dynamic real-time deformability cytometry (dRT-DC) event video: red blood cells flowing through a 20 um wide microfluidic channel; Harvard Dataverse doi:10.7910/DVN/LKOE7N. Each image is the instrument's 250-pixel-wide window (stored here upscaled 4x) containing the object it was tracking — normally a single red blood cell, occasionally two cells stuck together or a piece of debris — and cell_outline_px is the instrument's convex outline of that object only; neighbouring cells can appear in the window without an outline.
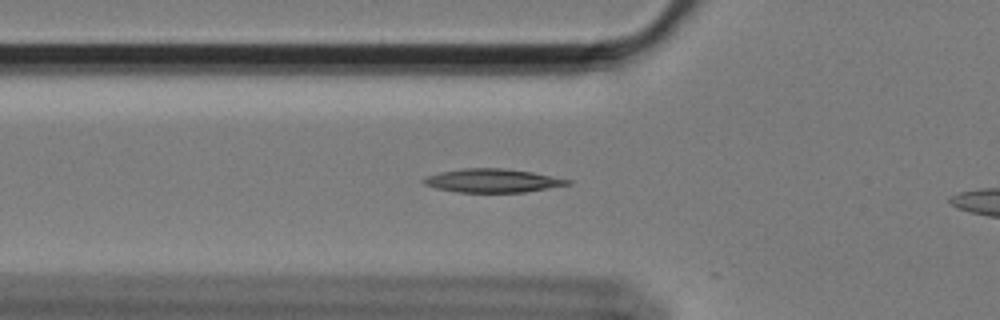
{"species": "Egyptian fruit bat (a non-hibernating species)", "species_latin": "Rousettus aegyptiacus", "temperature_condition": "cold", "stored_images_in_passage": 40, "camera_frame_rate_fps": 3000, "um_per_image_px": 0.085, "animal": {"sex": "female"}, "frame": {"image": 1, "passage_image": 9, "time_ms": 2.667, "image_size_px": [1000, 320], "cell_outline_px": [[572, 184], [524, 192], [460, 192], [436, 188], [424, 184], [420, 180], [424, 176], [440, 172], [464, 168], [504, 168], [532, 172], [572, 180]], "centroid_in_image_um": [41.84, 15.35], "position_along_channel_um": 84.0, "area_um2": 19.77}}
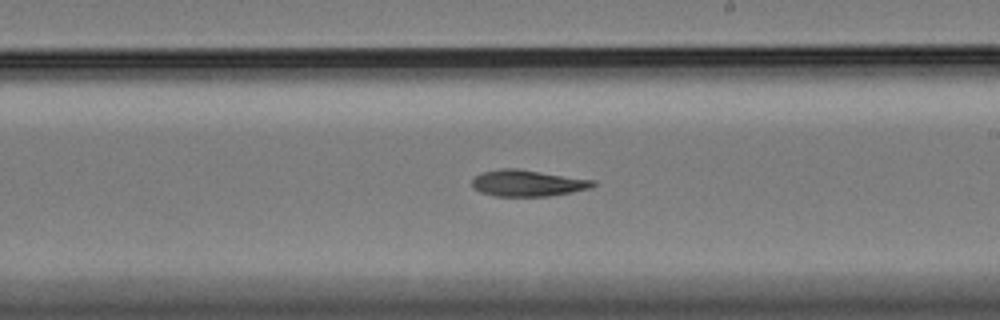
{"frame": {"image": 2, "passage_image": 23, "time_ms": 7.333, "image_size_px": [1000, 320], "cell_outline_px": [[596, 184], [592, 188], [572, 192], [548, 196], [496, 196], [480, 192], [472, 188], [472, 180], [480, 172], [500, 168], [516, 168], [596, 180]], "centroid_in_image_um": [44.84, 15.56], "position_along_channel_um": 244.2, "area_um2": 18.79}}
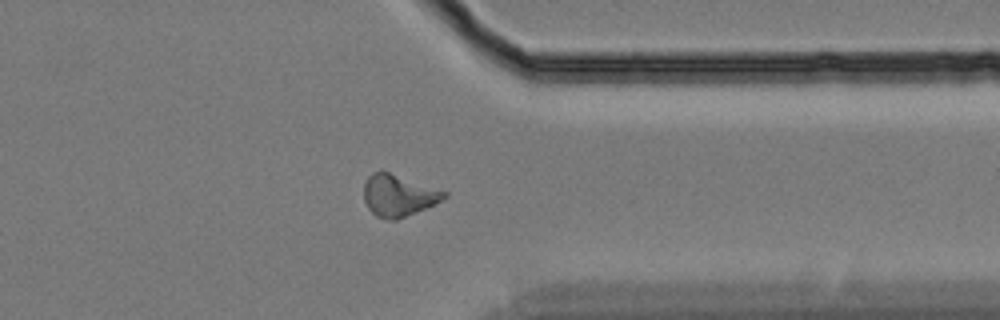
{"frame": {"image": 3, "passage_image": 35, "time_ms": 11.333, "image_size_px": [1000, 320], "cell_outline_px": [[448, 196], [424, 208], [396, 220], [388, 220], [376, 216], [368, 208], [364, 200], [364, 184], [368, 176], [372, 172], [388, 172], [448, 192]], "centroid_in_image_um": [33.83, 16.62], "position_along_channel_um": 377.6, "area_um2": 19.07}}